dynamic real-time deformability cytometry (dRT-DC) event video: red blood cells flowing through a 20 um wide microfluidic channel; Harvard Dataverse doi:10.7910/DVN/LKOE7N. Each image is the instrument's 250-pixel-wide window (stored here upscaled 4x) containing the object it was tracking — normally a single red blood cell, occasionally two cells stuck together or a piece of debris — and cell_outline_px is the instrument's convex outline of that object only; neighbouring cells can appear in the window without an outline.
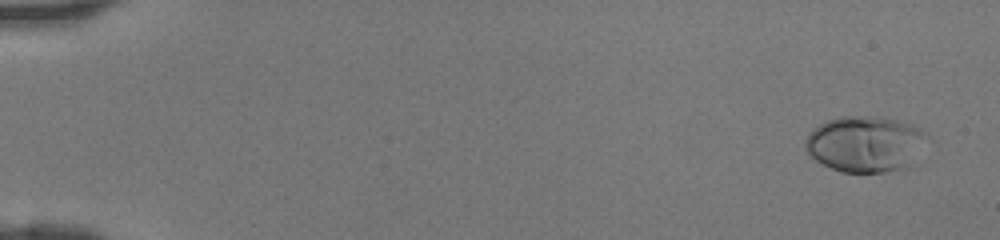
{"species": "human", "species_latin": "Homo sapiens", "temperature_condition": "room temperature", "stored_images_in_passage": 45, "camera_frame_rate_fps": 3000, "um_per_image_px": 0.085, "donor": {"sex": "female"}, "frame": {"image": 1, "passage_image": 1, "time_ms": 0.0, "image_size_px": [1000, 240], "cell_outline_px": [[924, 136], [900, 168], [884, 172], [840, 172], [816, 160], [804, 148], [804, 144], [812, 128], [824, 120], [844, 116], [876, 116], [896, 120], [920, 128], [924, 132]], "centroid_in_image_um": [73.34, 12.19], "position_along_channel_um": 11.7, "area_um2": 38.03}}
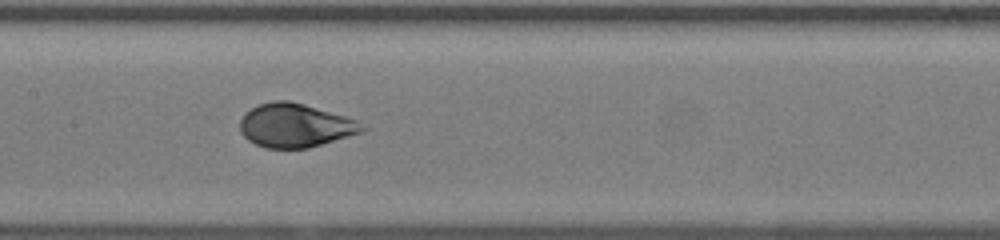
{"frame": {"image": 2, "passage_image": 23, "time_ms": 7.333, "image_size_px": [1000, 240], "cell_outline_px": [[368, 128], [360, 132], [348, 136], [308, 148], [264, 148], [248, 140], [240, 132], [240, 120], [244, 112], [260, 104], [272, 100], [288, 100], [304, 104], [344, 116], [356, 120]], "centroid_in_image_um": [25.05, 10.66], "position_along_channel_um": 182.4, "area_um2": 30.92}}
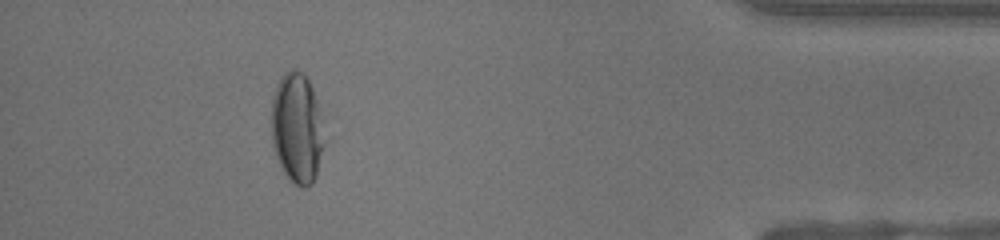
{"frame": {"image": 3, "passage_image": 41, "time_ms": 13.333, "image_size_px": [1000, 240], "cell_outline_px": [[324, 144], [316, 176], [312, 184], [304, 188], [300, 188], [288, 180], [276, 156], [272, 144], [272, 96], [284, 72], [292, 68], [296, 68], [304, 72], [324, 112]], "centroid_in_image_um": [25.29, 10.88], "position_along_channel_um": 409.9, "area_um2": 34.85}}